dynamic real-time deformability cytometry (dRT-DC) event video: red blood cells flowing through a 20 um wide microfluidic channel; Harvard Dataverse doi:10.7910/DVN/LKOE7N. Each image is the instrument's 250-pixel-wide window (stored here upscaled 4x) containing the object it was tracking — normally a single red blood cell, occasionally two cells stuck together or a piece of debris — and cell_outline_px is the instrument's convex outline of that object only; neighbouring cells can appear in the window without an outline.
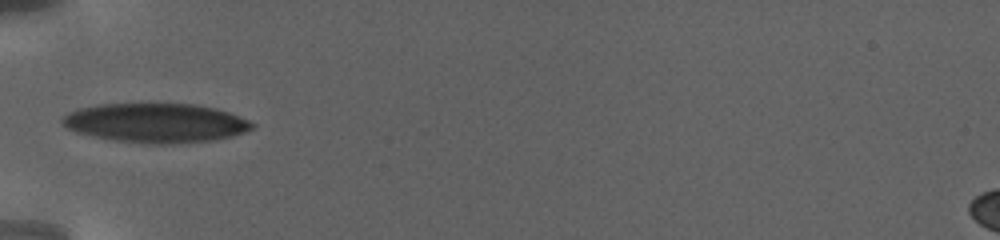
{"species": "human", "species_latin": "Homo sapiens", "temperature_condition": "warm", "stored_images_in_passage": 24, "camera_frame_rate_fps": 3000, "um_per_image_px": 0.085, "donor": {"sex": "female"}, "frame": {"image": 1, "passage_image": 1, "time_ms": 0.0, "image_size_px": [1000, 240], "cell_outline_px": [[256, 124], [252, 128], [244, 132], [232, 136], [212, 140], [172, 144], [148, 144], [116, 140], [92, 136], [76, 132], [68, 128], [60, 120], [68, 112], [80, 108], [100, 104], [196, 104], [216, 108], [228, 112], [248, 120]], "centroid_in_image_um": [13.25, 10.45], "position_along_channel_um": 71.8, "area_um2": 43.29}}
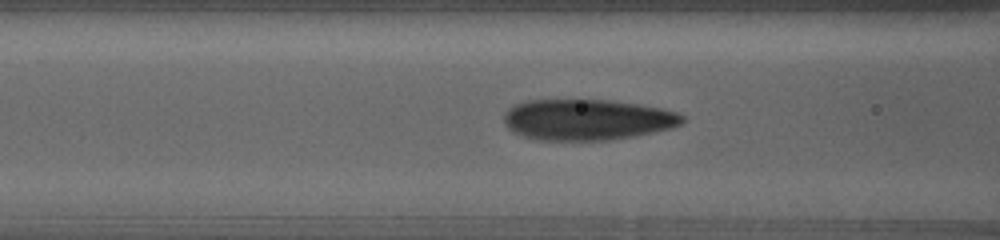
{"frame": {"image": 2, "passage_image": 10, "time_ms": 1.667, "image_size_px": [1000, 240], "cell_outline_px": [[684, 120], [680, 124], [672, 128], [632, 136], [608, 140], [536, 140], [512, 132], [508, 128], [504, 120], [504, 112], [512, 104], [524, 100], [608, 100], [640, 104], [660, 108], [676, 112], [684, 116]], "centroid_in_image_um": [49.86, 10.16], "position_along_channel_um": 116.7, "area_um2": 42.66}}
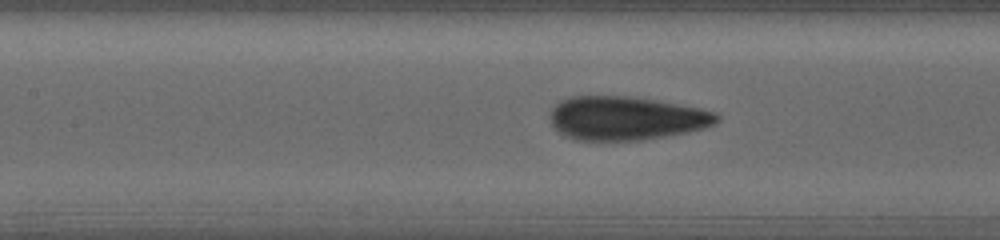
{"frame": {"image": 3, "passage_image": 18, "time_ms": 3.0, "image_size_px": [1000, 240], "cell_outline_px": [[720, 120], [716, 124], [704, 128], [688, 132], [640, 140], [576, 140], [564, 136], [556, 132], [552, 128], [552, 108], [560, 100], [572, 96], [628, 96], [656, 100], [700, 108], [716, 112], [720, 116]], "centroid_in_image_um": [53.22, 10.05], "position_along_channel_um": 154.2, "area_um2": 42.6}}